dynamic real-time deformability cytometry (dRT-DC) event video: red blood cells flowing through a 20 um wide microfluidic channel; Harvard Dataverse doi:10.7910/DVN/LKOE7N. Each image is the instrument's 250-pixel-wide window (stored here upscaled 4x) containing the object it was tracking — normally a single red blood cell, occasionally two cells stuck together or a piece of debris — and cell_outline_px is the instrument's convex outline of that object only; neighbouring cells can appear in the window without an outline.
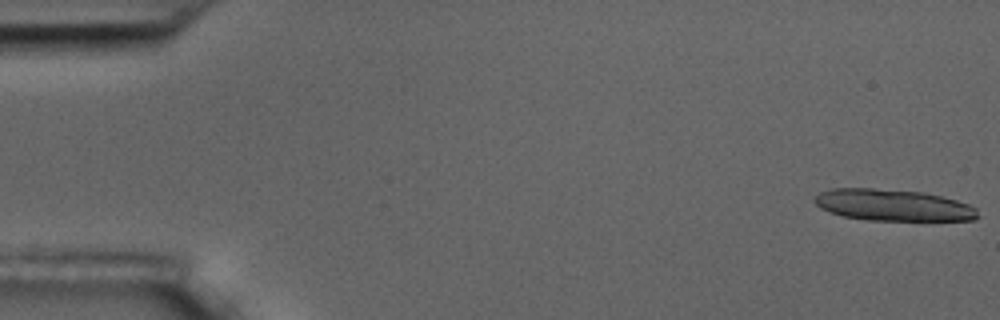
{"species": "common noctule bat (a hibernating species)", "species_latin": "Nyctalus noctula", "temperature_condition": "room temperature", "stored_images_in_passage": 16, "camera_frame_rate_fps": 3000, "um_per_image_px": 0.085, "animal": {"sex": "male", "body_mass_g": 17.5, "forearm_length_mm": 52.3}, "frame": {"image": 1, "passage_image": 1, "time_ms": 0.0, "image_size_px": [1000, 320], "cell_outline_px": [[980, 216], [976, 220], [868, 220], [844, 216], [828, 212], [820, 208], [812, 200], [820, 192], [828, 188], [872, 188], [924, 192], [956, 200], [968, 204], [976, 208]], "centroid_in_image_um": [75.89, 17.43], "position_along_channel_um": 9.1, "area_um2": 30.11}}